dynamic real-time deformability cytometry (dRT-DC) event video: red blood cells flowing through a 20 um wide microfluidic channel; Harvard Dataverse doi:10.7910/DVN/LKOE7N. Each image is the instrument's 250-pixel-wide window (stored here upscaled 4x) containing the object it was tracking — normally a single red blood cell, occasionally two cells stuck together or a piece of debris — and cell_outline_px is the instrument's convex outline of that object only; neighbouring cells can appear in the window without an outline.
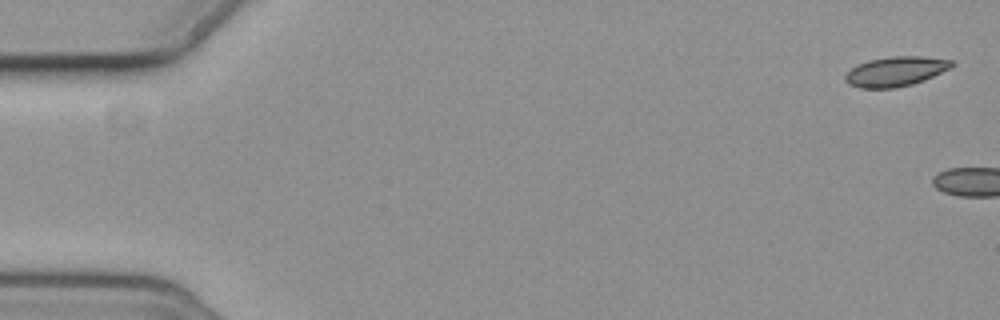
{"species": "common noctule bat (a hibernating species)", "species_latin": "Nyctalus noctula", "temperature_condition": "cold", "stored_images_in_passage": 2, "camera_frame_rate_fps": 3000, "um_per_image_px": 0.085, "animal": {"sex": "female", "body_mass_g": 19.3, "forearm_length_mm": 54.1}, "frame": {"image": 1, "passage_image": 1, "time_ms": 0.0, "image_size_px": [1000, 320], "cell_outline_px": [[956, 64], [952, 68], [924, 80], [912, 84], [896, 88], [860, 88], [848, 84], [844, 80], [844, 76], [856, 64], [868, 60], [888, 56], [920, 56], [952, 60]], "centroid_in_image_um": [76.13, 6.07], "position_along_channel_um": 8.9, "area_um2": 18.67}}